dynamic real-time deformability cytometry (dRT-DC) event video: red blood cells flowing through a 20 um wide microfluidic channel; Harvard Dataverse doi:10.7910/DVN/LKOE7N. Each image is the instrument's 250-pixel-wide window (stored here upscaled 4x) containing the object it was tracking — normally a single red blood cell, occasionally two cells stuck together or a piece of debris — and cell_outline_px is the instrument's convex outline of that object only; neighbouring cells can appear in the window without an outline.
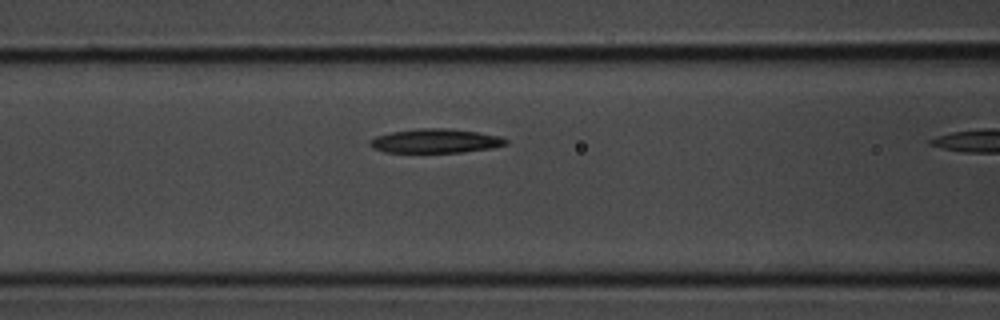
{"species": "common noctule bat (a hibernating species)", "species_latin": "Nyctalus noctula", "temperature_condition": "room temperature", "stored_images_in_passage": 10, "camera_frame_rate_fps": 3000, "um_per_image_px": 0.085, "animal": {"sex": "male", "body_mass_g": 20.1, "forearm_length_mm": 53.5}, "frame": {"image": 1, "passage_image": 9, "time_ms": 2.667, "image_size_px": [1000, 320], "cell_outline_px": [[508, 144], [492, 148], [464, 152], [384, 152], [372, 148], [368, 144], [368, 140], [376, 136], [392, 132], [416, 128], [448, 128], [476, 132], [500, 136], [508, 140]], "centroid_in_image_um": [37.0, 11.98], "position_along_channel_um": 129.6, "area_um2": 19.19}}